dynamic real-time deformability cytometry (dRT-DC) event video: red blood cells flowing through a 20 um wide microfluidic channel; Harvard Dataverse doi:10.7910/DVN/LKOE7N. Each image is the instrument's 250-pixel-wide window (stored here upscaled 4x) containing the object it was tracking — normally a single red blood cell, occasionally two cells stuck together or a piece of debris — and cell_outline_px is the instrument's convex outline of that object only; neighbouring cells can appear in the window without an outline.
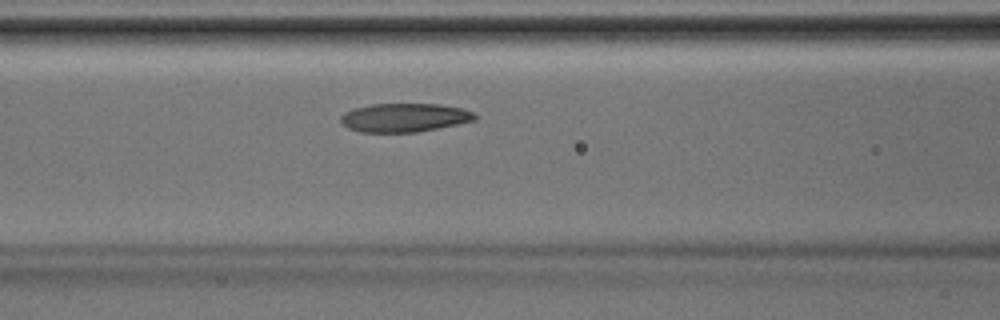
{"species": "Egyptian fruit bat (a non-hibernating species)", "species_latin": "Rousettus aegyptiacus", "temperature_condition": "room temperature", "stored_images_in_passage": 28, "camera_frame_rate_fps": 3000, "um_per_image_px": 0.085, "animal": {"sex": "male"}, "frame": {"image": 1, "passage_image": 11, "time_ms": 3.333, "image_size_px": [1000, 320], "cell_outline_px": [[476, 120], [416, 132], [360, 132], [348, 128], [340, 120], [340, 116], [344, 112], [352, 108], [372, 104], [440, 104], [460, 108], [476, 112]], "centroid_in_image_um": [34.35, 9.99], "position_along_channel_um": 132.2, "area_um2": 22.37}}
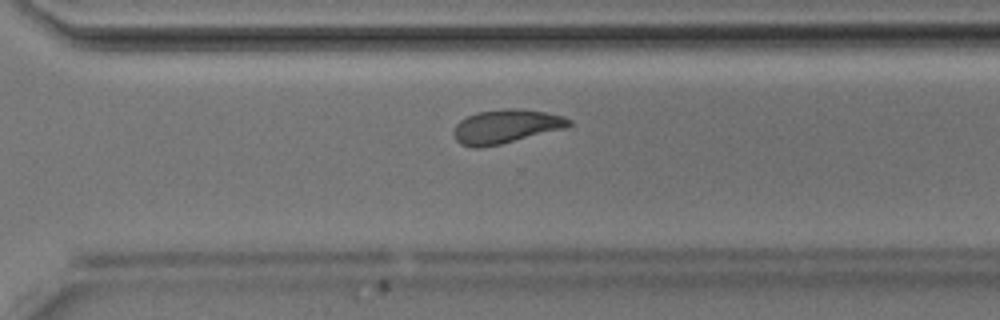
{"frame": {"image": 2, "passage_image": 23, "time_ms": 7.333, "image_size_px": [1000, 320], "cell_outline_px": [[572, 124], [564, 128], [500, 144], [480, 148], [476, 148], [460, 144], [456, 140], [452, 132], [456, 124], [460, 120], [476, 112], [504, 108], [520, 108], [544, 112], [564, 116], [572, 120]], "centroid_in_image_um": [42.97, 10.73], "position_along_channel_um": 327.6, "area_um2": 22.72}}
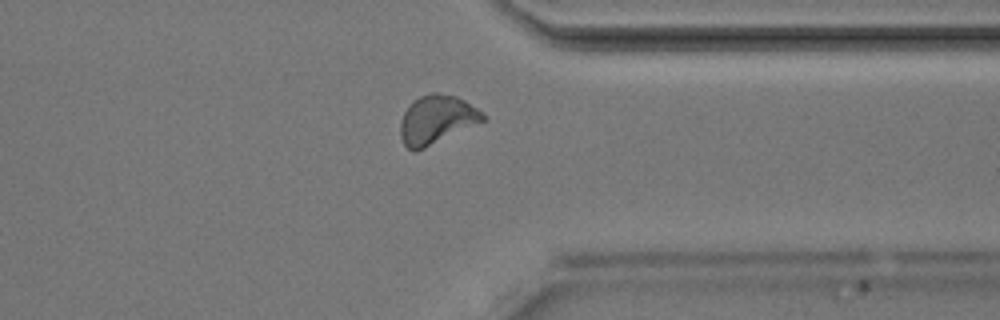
{"frame": {"image": 3, "passage_image": 26, "time_ms": 8.333, "image_size_px": [1000, 320], "cell_outline_px": [[488, 120], [416, 152], [412, 152], [404, 144], [400, 136], [400, 120], [408, 104], [412, 100], [420, 96], [432, 92], [436, 92], [456, 96], [464, 100], [484, 112], [488, 116]], "centroid_in_image_um": [37.14, 10.17], "position_along_channel_um": 374.3, "area_um2": 23.99}}